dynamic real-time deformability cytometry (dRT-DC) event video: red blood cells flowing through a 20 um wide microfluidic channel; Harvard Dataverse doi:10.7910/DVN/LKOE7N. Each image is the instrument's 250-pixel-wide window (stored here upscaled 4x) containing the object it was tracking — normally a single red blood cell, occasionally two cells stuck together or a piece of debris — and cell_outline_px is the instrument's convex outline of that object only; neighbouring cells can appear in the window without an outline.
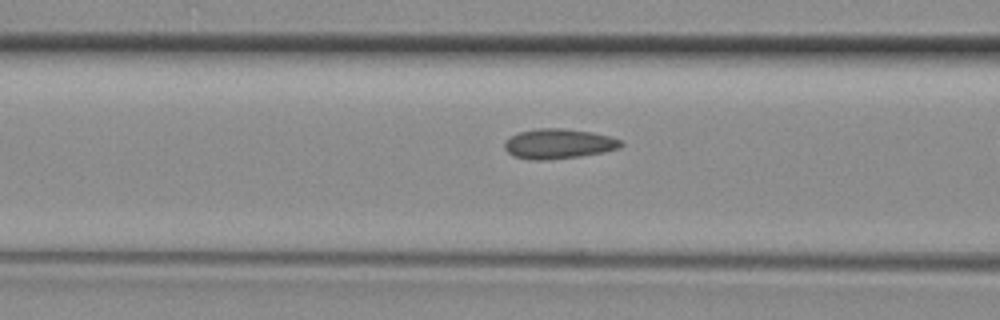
{"species": "common noctule bat (a hibernating species)", "species_latin": "Nyctalus noctula", "temperature_condition": "room temperature", "stored_images_in_passage": 8, "camera_frame_rate_fps": 3000, "um_per_image_px": 0.085, "animal": {"sex": "female", "body_mass_g": 29.2, "forearm_length_mm": 56.3}, "frame": {"image": 1, "passage_image": 7, "time_ms": 2.0, "image_size_px": [1000, 320], "cell_outline_px": [[624, 144], [616, 148], [600, 152], [580, 156], [544, 160], [528, 160], [516, 156], [508, 152], [504, 148], [504, 140], [520, 132], [536, 128], [564, 128], [592, 132], [608, 136], [620, 140]], "centroid_in_image_um": [47.42, 12.21], "position_along_channel_um": 119.2, "area_um2": 20.06}}